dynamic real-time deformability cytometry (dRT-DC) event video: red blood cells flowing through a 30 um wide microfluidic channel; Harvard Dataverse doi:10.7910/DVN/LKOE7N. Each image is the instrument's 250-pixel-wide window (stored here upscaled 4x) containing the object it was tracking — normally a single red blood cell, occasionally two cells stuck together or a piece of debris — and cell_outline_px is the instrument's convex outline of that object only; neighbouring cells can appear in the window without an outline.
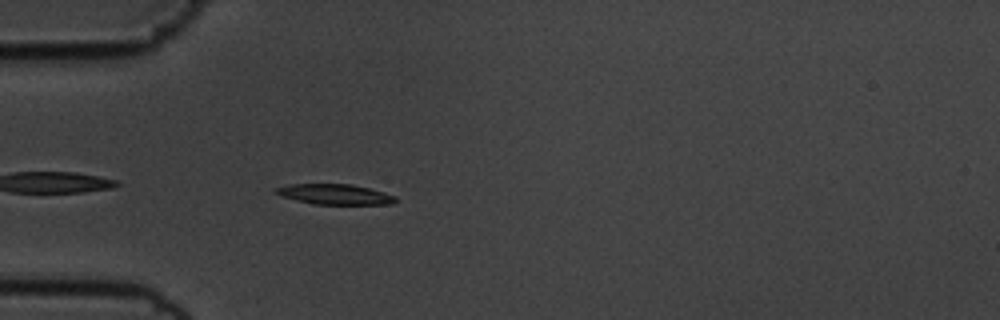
{"species": "common noctule bat (a hibernating species)", "species_latin": "Nyctalus noctula", "temperature_condition": "cold", "stored_images_in_passage": 42, "camera_frame_rate_fps": 3000, "um_per_image_px": 0.085, "animal": {"sex": "male", "body_mass_g": 19.5, "forearm_length_mm": 54.6}, "frame": {"image": 1, "passage_image": 3, "time_ms": 0.667, "image_size_px": [1000, 320], "cell_outline_px": [[396, 200], [392, 204], [312, 204], [280, 196], [276, 192], [276, 188], [288, 184], [352, 184], [384, 192], [396, 196]], "centroid_in_image_um": [28.46, 16.51], "position_along_channel_um": 56.5, "area_um2": 14.1}}
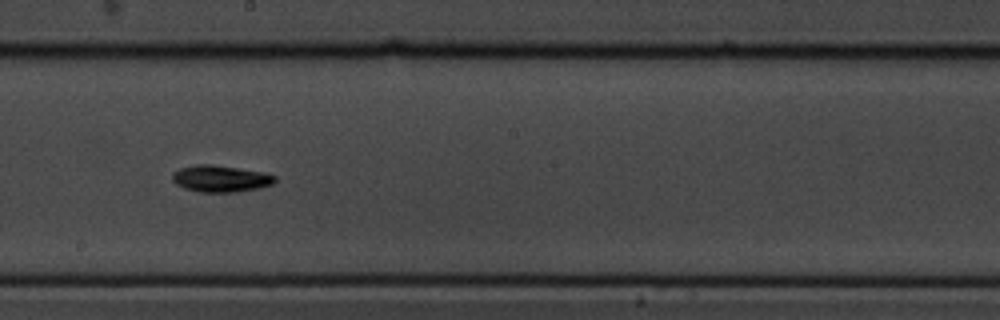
{"frame": {"image": 2, "passage_image": 18, "time_ms": 5.667, "image_size_px": [1000, 320], "cell_outline_px": [[276, 180], [272, 184], [260, 188], [236, 192], [200, 192], [184, 188], [176, 184], [172, 180], [172, 172], [180, 168], [196, 164], [208, 164], [264, 172], [276, 176]], "centroid_in_image_um": [18.73, 15.19], "position_along_channel_um": 229.5, "area_um2": 15.95}}
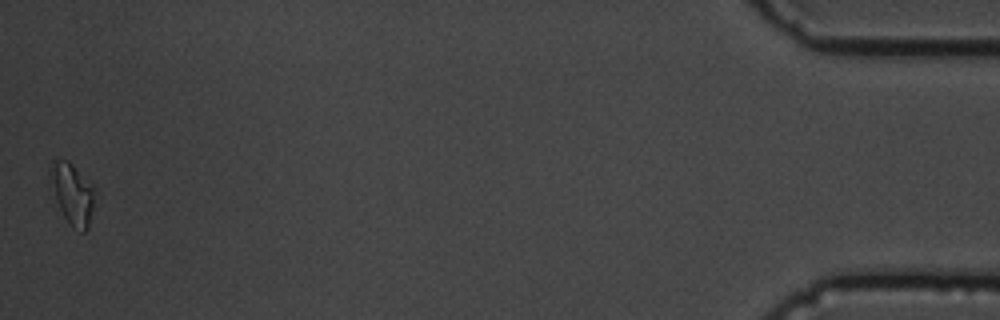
{"frame": {"image": 3, "passage_image": 42, "time_ms": 13.667, "image_size_px": [1000, 320], "cell_outline_px": [[92, 208], [88, 228], [84, 232], [80, 232], [72, 228], [64, 216], [56, 200], [48, 168], [52, 160], [68, 160], [92, 184]], "centroid_in_image_um": [6.12, 16.46], "position_along_channel_um": 429.1, "area_um2": 15.37}, "authors_computed_cell_mechanics": {"area_um2": 14.6234, "velocity_mm_per_s": 3.5898, "shape_relaxation_time_tau1_ms": 3.2781, "shape_relaxation_time_tau2_ms": null, "deformation_change_tau1": 0.1606, "deformation_change_tau2": null}}